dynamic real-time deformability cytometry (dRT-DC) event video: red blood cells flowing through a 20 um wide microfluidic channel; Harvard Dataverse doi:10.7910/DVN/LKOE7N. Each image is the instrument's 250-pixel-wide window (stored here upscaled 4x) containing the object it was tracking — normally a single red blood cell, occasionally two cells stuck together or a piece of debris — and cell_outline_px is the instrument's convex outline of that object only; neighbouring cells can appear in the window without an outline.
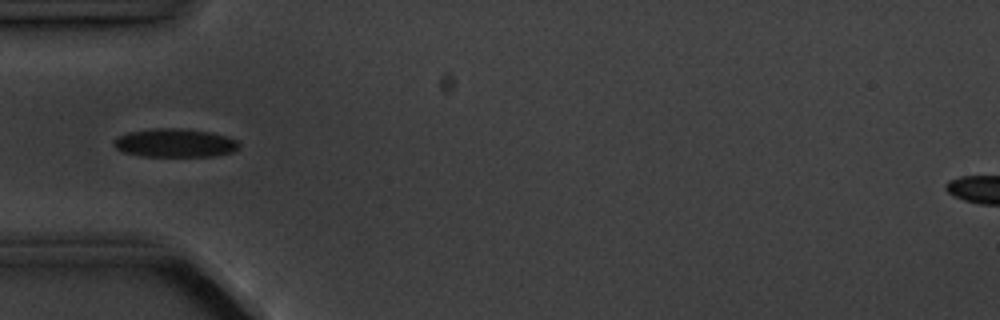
{"species": "common noctule bat (a hibernating species)", "species_latin": "Nyctalus noctula", "temperature_condition": "cold", "stored_images_in_passage": 15, "camera_frame_rate_fps": 3000, "um_per_image_px": 0.085, "animal": {"sex": "male", "body_mass_g": 20.1, "forearm_length_mm": 53.5}, "frame": {"image": 1, "passage_image": 5, "time_ms": 5.667, "image_size_px": [1000, 320], "cell_outline_px": [[240, 148], [232, 152], [212, 156], [144, 156], [124, 152], [116, 148], [112, 144], [112, 140], [128, 132], [152, 128], [184, 128], [212, 132], [236, 140], [240, 144]], "centroid_in_image_um": [14.87, 12.14], "position_along_channel_um": 70.1, "area_um2": 20.87}}
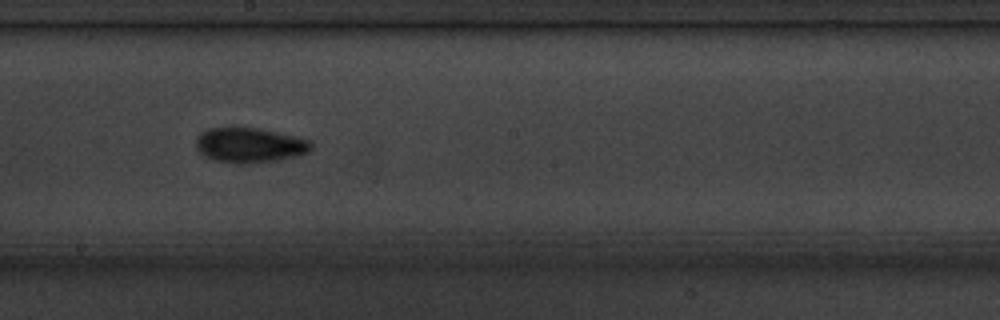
{"frame": {"image": 2, "passage_image": 9, "time_ms": 10.0, "image_size_px": [1000, 320], "cell_outline_px": [[312, 148], [308, 152], [296, 156], [280, 160], [248, 164], [236, 164], [216, 160], [208, 156], [200, 148], [200, 136], [204, 132], [212, 128], [260, 128], [312, 140]], "centroid_in_image_um": [21.38, 12.35], "position_along_channel_um": 226.8, "area_um2": 22.83}}
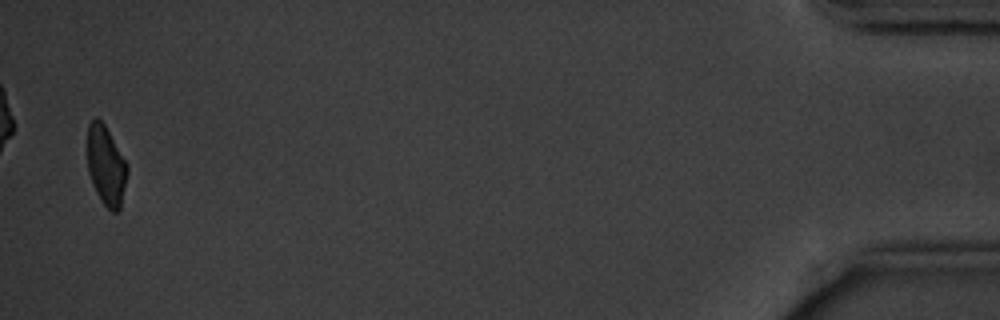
{"frame": {"image": 3, "passage_image": 15, "time_ms": 18.0, "image_size_px": [1000, 320], "cell_outline_px": [[128, 172], [120, 208], [116, 212], [112, 212], [100, 200], [92, 184], [88, 172], [88, 124], [96, 116], [104, 124], [128, 164]], "centroid_in_image_um": [9.02, 14.08], "position_along_channel_um": 426.2, "area_um2": 18.44}, "authors_computed_cell_mechanics": {"area_um2": 20.8658, "velocity_mm_per_s": 3.603, "shape_relaxation_time_tau1_ms": 1.6741, "shape_relaxation_time_tau2_ms": null, "deformation_change_tau1": 0.0761, "deformation_change_tau2": null}}